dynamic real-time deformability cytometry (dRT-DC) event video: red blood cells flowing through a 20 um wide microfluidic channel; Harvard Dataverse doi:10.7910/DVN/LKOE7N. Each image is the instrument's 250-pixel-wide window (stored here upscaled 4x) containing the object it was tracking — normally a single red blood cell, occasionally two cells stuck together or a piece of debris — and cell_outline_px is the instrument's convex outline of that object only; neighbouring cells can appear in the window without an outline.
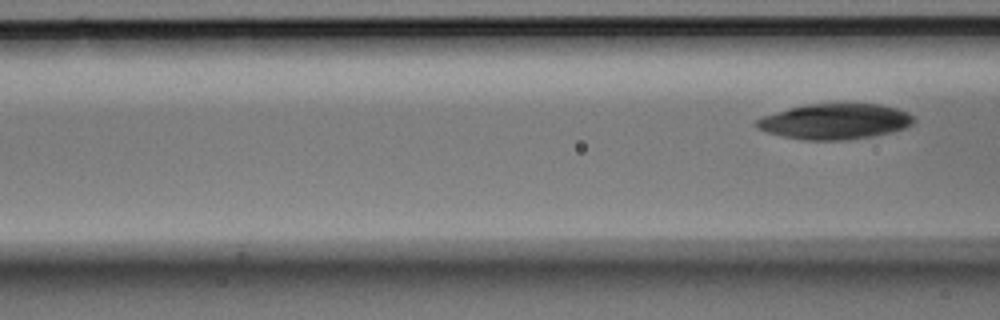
{"species": "Egyptian fruit bat (a non-hibernating species)", "species_latin": "Rousettus aegyptiacus", "temperature_condition": "room temperature", "stored_images_in_passage": 4, "segment_of_instrument_passage": [2, 2], "camera_frame_rate_fps": 3000, "um_per_image_px": 0.085, "animal": {"sex": "male"}, "frame": {"image": 1, "passage_image": 4, "time_ms": 1.0, "image_size_px": [1000, 320], "cell_outline_px": [[916, 120], [912, 124], [904, 128], [892, 132], [872, 136], [848, 140], [804, 140], [784, 136], [768, 132], [756, 128], [756, 120], [764, 116], [788, 108], [808, 104], [844, 100], [880, 104], [896, 108], [908, 112]], "centroid_in_image_um": [71.02, 10.27], "position_along_channel_um": 95.6, "area_um2": 33.47}}